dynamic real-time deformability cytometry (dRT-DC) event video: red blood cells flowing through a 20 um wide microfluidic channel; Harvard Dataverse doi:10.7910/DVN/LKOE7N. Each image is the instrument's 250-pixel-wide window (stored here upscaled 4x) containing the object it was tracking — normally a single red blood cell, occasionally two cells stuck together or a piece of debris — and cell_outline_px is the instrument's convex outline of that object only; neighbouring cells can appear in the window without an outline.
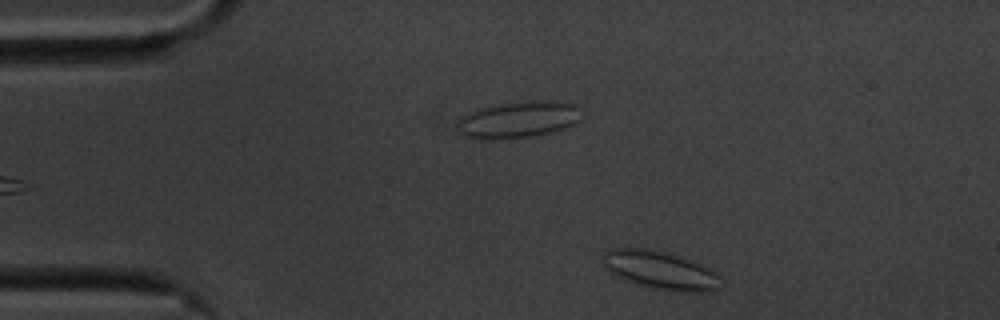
{"species": "common noctule bat (a hibernating species)", "species_latin": "Nyctalus noctula", "temperature_condition": "cold", "stored_images_in_passage": 50, "camera_frame_rate_fps": 3000, "um_per_image_px": 0.085, "animal": {"sex": "male", "body_mass_g": 20.1, "forearm_length_mm": 53.5}, "frame": {"image": 1, "passage_image": 2, "time_ms": 0.333, "image_size_px": [1000, 320], "cell_outline_px": [[720, 276], [716, 288], [712, 292], [676, 292], [652, 288], [636, 284], [624, 280], [608, 272], [604, 268], [604, 252], [608, 248], [648, 248], [664, 252], [700, 264], [716, 272]], "centroid_in_image_um": [56.07, 22.98], "position_along_channel_um": 28.9, "area_um2": 26.18}}
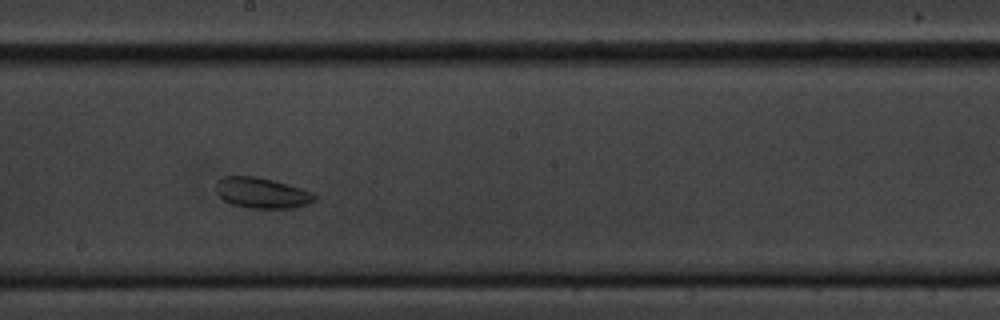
{"frame": {"image": 2, "passage_image": 24, "time_ms": 7.667, "image_size_px": [1000, 320], "cell_outline_px": [[316, 200], [308, 204], [296, 208], [248, 208], [232, 204], [224, 200], [216, 192], [216, 180], [220, 176], [256, 176], [272, 180], [300, 188], [312, 192], [316, 196]], "centroid_in_image_um": [22.24, 16.4], "position_along_channel_um": 226.0, "area_um2": 17.69}}
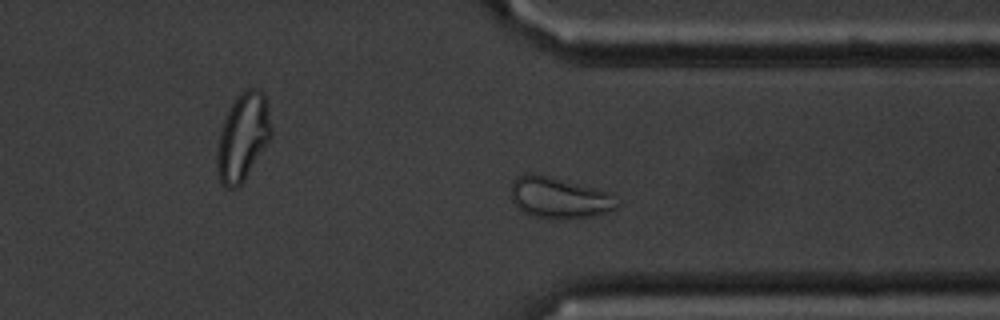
{"frame": {"image": 3, "passage_image": 36, "time_ms": 11.667, "image_size_px": [1000, 320], "cell_outline_px": [[620, 204], [616, 208], [608, 212], [592, 216], [532, 216], [524, 212], [512, 200], [512, 180], [516, 176], [528, 172], [552, 176], [608, 192], [620, 200]], "centroid_in_image_um": [47.54, 16.75], "position_along_channel_um": 363.9, "area_um2": 24.85}}